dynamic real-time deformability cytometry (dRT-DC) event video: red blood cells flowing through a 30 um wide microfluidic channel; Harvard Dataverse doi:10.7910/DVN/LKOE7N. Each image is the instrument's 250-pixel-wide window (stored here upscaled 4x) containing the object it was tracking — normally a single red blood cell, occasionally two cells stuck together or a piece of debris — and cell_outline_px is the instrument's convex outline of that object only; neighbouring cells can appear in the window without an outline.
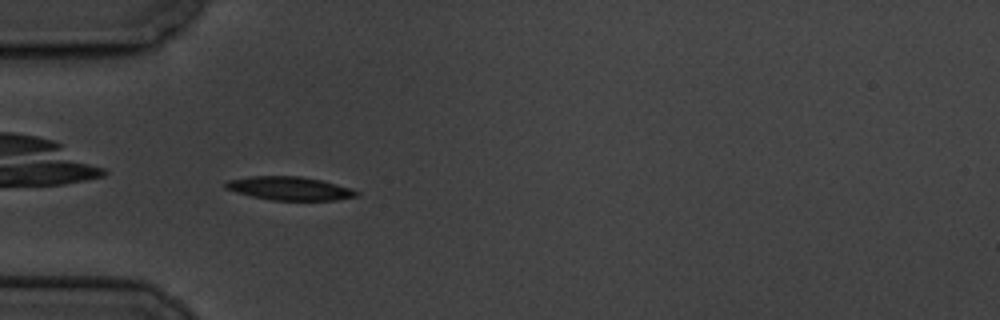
{"species": "common noctule bat (a hibernating species)", "species_latin": "Nyctalus noctula", "temperature_condition": "cold", "stored_images_in_passage": 7, "camera_frame_rate_fps": 3000, "um_per_image_px": 0.085, "animal": {"sex": "male", "body_mass_g": 19.5, "forearm_length_mm": 54.6}, "frame": {"image": 1, "passage_image": 6, "time_ms": 5.667, "image_size_px": [1000, 320], "cell_outline_px": [[360, 196], [336, 200], [272, 200], [252, 196], [236, 192], [224, 188], [224, 184], [228, 180], [248, 176], [300, 176], [320, 180], [352, 188], [360, 192]], "centroid_in_image_um": [24.63, 16.01], "position_along_channel_um": 60.4, "area_um2": 17.98}}
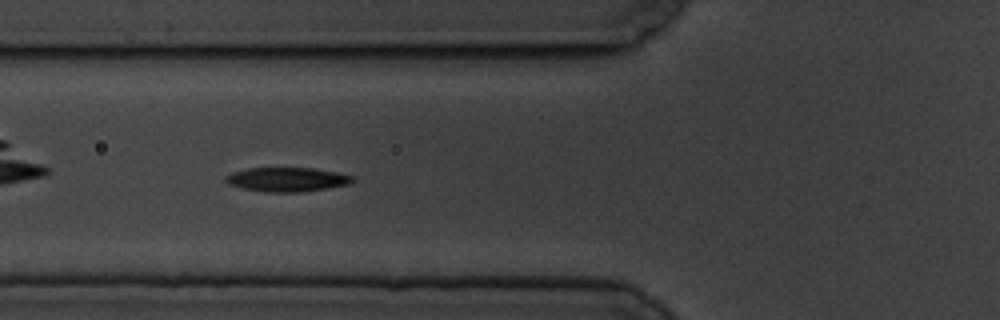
{"frame": {"image": 2, "passage_image": 7, "time_ms": 7.0, "image_size_px": [1000, 320], "cell_outline_px": [[356, 180], [348, 184], [328, 188], [300, 192], [264, 192], [240, 188], [228, 184], [224, 180], [232, 172], [248, 168], [312, 168], [336, 172], [352, 176]], "centroid_in_image_um": [24.38, 15.26], "position_along_channel_um": 101.4, "area_um2": 17.86}}